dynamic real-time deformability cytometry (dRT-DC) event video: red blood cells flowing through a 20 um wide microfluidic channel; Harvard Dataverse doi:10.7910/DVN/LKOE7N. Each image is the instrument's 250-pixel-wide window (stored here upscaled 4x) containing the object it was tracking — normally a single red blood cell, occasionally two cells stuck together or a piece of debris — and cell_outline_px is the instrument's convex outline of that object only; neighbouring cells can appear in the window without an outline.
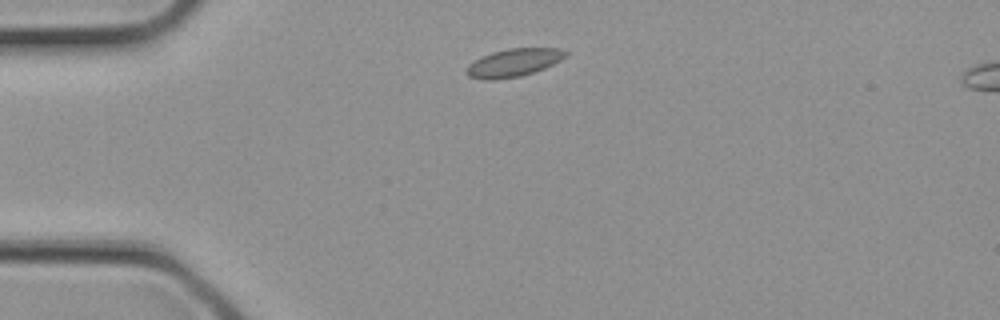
{"species": "common noctule bat (a hibernating species)", "species_latin": "Nyctalus noctula", "temperature_condition": "cold", "stored_images_in_passage": 3, "camera_frame_rate_fps": 3000, "um_per_image_px": 0.085, "animal": {"sex": "female", "body_mass_g": 21.9}, "frame": {"image": 1, "passage_image": 2, "time_ms": 0.333, "image_size_px": [1000, 320], "cell_outline_px": [[568, 56], [544, 68], [520, 76], [492, 80], [484, 80], [468, 76], [464, 72], [464, 68], [468, 64], [492, 52], [508, 48], [560, 48], [568, 52]], "centroid_in_image_um": [43.64, 5.33], "position_along_channel_um": 41.4, "area_um2": 16.13}}